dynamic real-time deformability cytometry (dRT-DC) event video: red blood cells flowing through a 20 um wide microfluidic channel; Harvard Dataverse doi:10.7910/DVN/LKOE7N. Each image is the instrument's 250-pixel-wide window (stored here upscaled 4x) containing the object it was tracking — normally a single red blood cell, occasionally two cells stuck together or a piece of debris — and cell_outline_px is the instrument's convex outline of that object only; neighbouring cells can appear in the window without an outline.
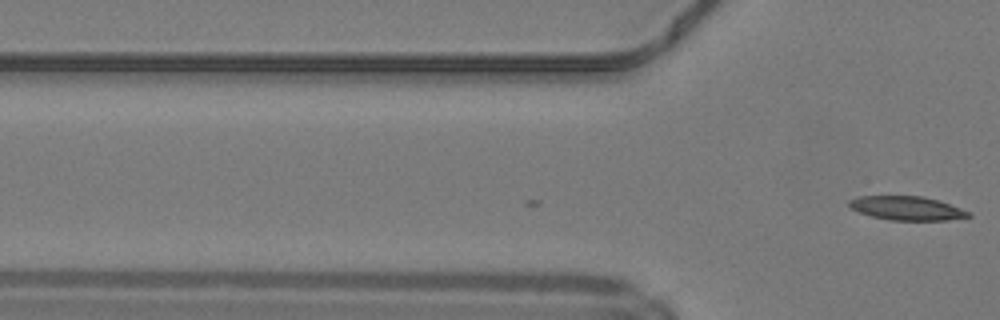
{"species": "common noctule bat (a hibernating species)", "species_latin": "Nyctalus noctula", "temperature_condition": "warm", "stored_images_in_passage": 2, "camera_frame_rate_fps": 3000, "um_per_image_px": 0.085, "animal": {"sex": "male", "body_mass_g": 19.2, "forearm_length_mm": 51.8}, "frame": {"image": 1, "passage_image": 2, "time_ms": 0.333, "image_size_px": [1000, 320], "cell_outline_px": [[972, 216], [948, 220], [888, 220], [872, 216], [860, 212], [852, 208], [848, 204], [848, 200], [856, 196], [924, 196], [940, 200], [972, 212]], "centroid_in_image_um": [77.12, 17.69], "position_along_channel_um": 48.7, "area_um2": 16.76}}